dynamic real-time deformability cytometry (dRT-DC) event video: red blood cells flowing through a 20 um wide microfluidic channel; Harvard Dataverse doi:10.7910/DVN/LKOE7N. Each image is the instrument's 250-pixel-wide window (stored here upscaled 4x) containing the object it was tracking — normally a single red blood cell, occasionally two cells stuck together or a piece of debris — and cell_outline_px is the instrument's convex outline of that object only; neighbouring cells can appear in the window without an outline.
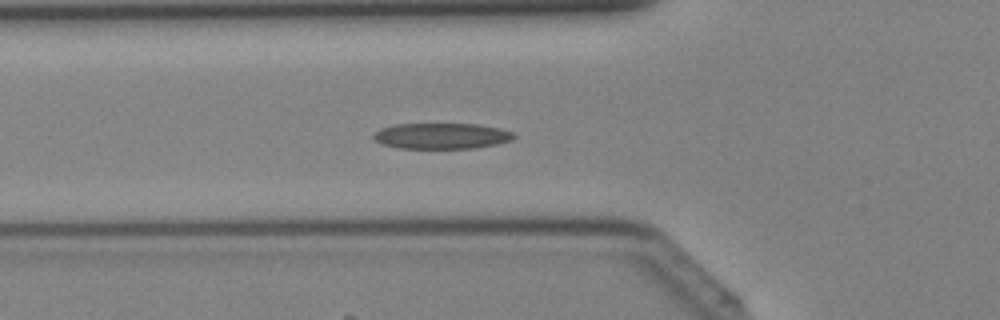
{"species": "Egyptian fruit bat (a non-hibernating species)", "species_latin": "Rousettus aegyptiacus", "temperature_condition": "cold", "stored_images_in_passage": 38, "camera_frame_rate_fps": 3000, "um_per_image_px": 0.085, "animal": {"sex": "female"}, "frame": {"image": 1, "passage_image": 12, "time_ms": 3.667, "image_size_px": [1000, 320], "cell_outline_px": [[516, 136], [512, 140], [496, 144], [476, 148], [400, 148], [384, 144], [376, 140], [372, 136], [380, 128], [396, 124], [476, 124], [500, 128], [512, 132]], "centroid_in_image_um": [37.56, 11.55], "position_along_channel_um": 88.2, "area_um2": 20.98}}
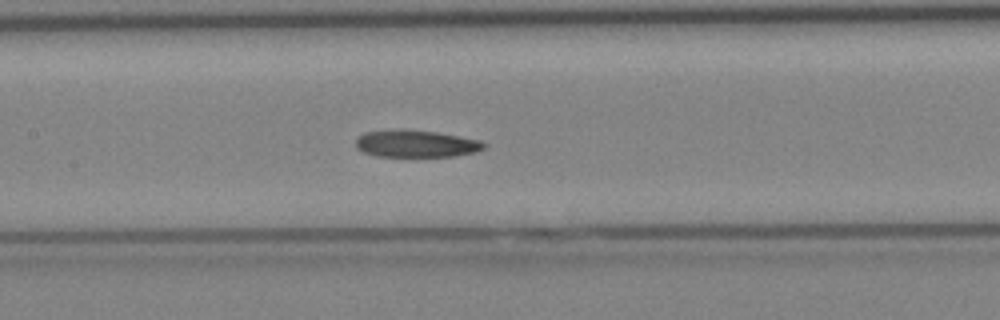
{"frame": {"image": 2, "passage_image": 17, "time_ms": 5.333, "image_size_px": [1000, 320], "cell_outline_px": [[488, 144], [484, 148], [476, 152], [456, 156], [376, 156], [364, 152], [356, 148], [356, 140], [364, 132], [436, 132], [460, 136], [480, 140]], "centroid_in_image_um": [35.45, 12.26], "position_along_channel_um": 171.9, "area_um2": 19.42}}
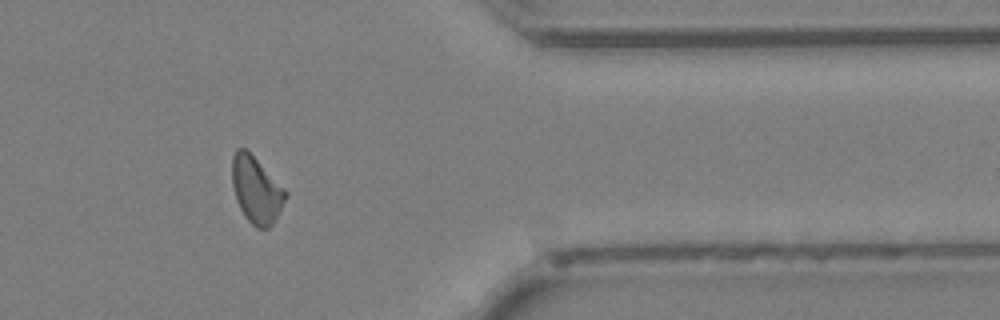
{"frame": {"image": 3, "passage_image": 31, "time_ms": 10.0, "image_size_px": [1000, 320], "cell_outline_px": [[288, 196], [272, 224], [268, 228], [256, 228], [244, 216], [236, 200], [232, 184], [232, 156], [236, 148], [244, 148], [288, 192]], "centroid_in_image_um": [21.77, 16.16], "position_along_channel_um": 389.6, "area_um2": 20.4}}